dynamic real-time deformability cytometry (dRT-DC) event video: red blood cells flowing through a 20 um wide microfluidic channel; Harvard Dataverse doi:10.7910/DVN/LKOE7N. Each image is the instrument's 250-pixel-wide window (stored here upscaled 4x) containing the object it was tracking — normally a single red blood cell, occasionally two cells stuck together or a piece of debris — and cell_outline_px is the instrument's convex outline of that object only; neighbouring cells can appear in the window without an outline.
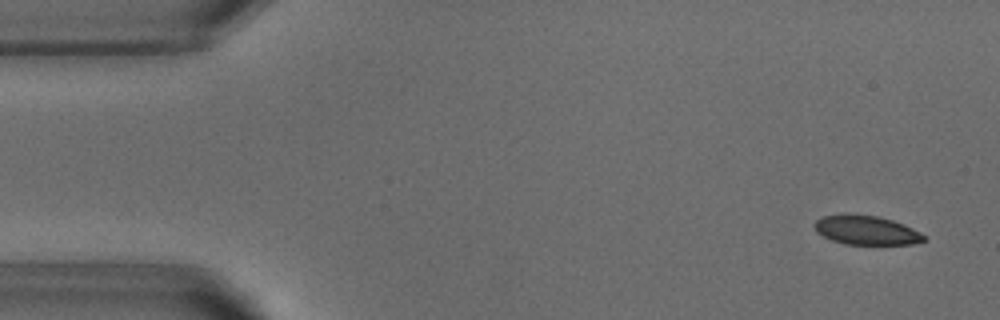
{"species": "common noctule bat (a hibernating species)", "species_latin": "Nyctalus noctula", "temperature_condition": "warm", "stored_images_in_passage": 52, "camera_frame_rate_fps": 3000, "um_per_image_px": 0.085, "animal": {"sex": "male", "body_mass_g": 18.8}, "frame": {"image": 1, "passage_image": 3, "time_ms": 0.667, "image_size_px": [1000, 320], "cell_outline_px": [[928, 240], [912, 244], [844, 244], [832, 240], [816, 232], [816, 220], [824, 216], [876, 216], [892, 220], [904, 224], [920, 232]], "centroid_in_image_um": [73.7, 19.6], "position_along_channel_um": 11.3, "area_um2": 17.92}}
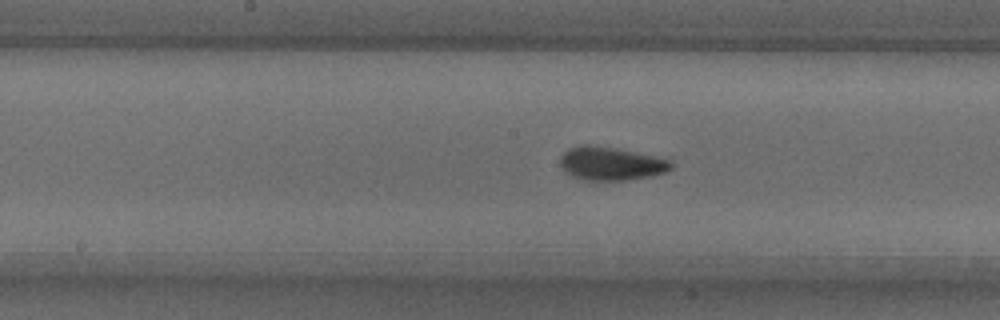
{"frame": {"image": 2, "passage_image": 26, "time_ms": 8.333, "image_size_px": [1000, 320], "cell_outline_px": [[672, 168], [668, 172], [652, 176], [624, 180], [584, 180], [572, 176], [564, 172], [560, 168], [560, 156], [568, 148], [584, 144], [588, 144], [616, 148], [672, 160]], "centroid_in_image_um": [51.91, 13.9], "position_along_channel_um": 196.3, "area_um2": 21.79}}
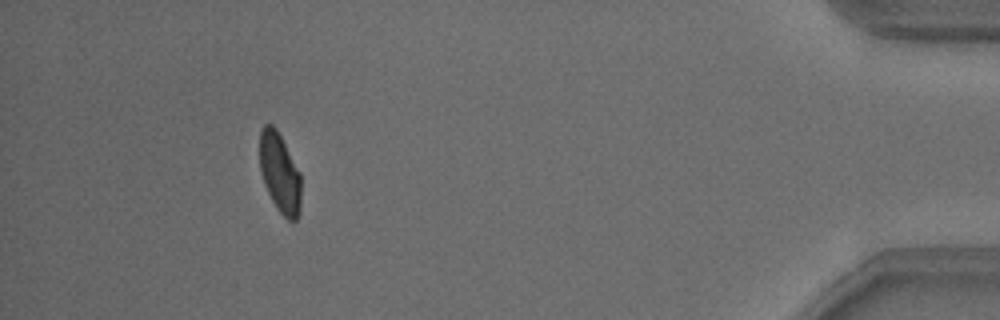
{"frame": {"image": 3, "passage_image": 48, "time_ms": 15.667, "image_size_px": [1000, 320], "cell_outline_px": [[300, 212], [296, 220], [288, 220], [276, 208], [264, 184], [260, 172], [260, 132], [264, 124], [272, 124], [276, 128], [300, 172]], "centroid_in_image_um": [23.77, 14.7], "position_along_channel_um": 411.4, "area_um2": 19.13}, "authors_computed_cell_mechanics": {"area_um2": 20.5479, "velocity_mm_per_s": 3.8201, "shape_relaxation_time_tau1_ms": 3.5559, "shape_relaxation_time_tau2_ms": null, "deformation_change_tau1": 0.12, "deformation_change_tau2": null}}